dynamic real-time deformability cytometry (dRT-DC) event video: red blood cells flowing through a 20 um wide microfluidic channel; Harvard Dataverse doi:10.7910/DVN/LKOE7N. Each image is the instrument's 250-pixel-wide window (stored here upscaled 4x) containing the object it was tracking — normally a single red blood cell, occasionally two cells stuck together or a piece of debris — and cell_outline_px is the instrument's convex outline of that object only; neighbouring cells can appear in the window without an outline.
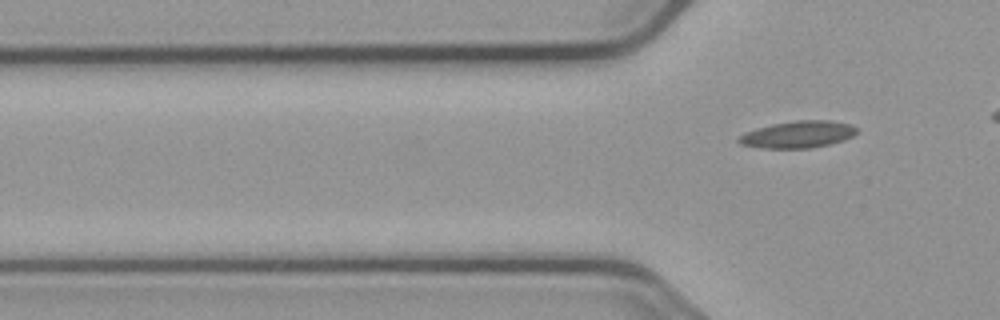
{"species": "common noctule bat (a hibernating species)", "species_latin": "Nyctalus noctula", "temperature_condition": "cold", "stored_images_in_passage": 3, "camera_frame_rate_fps": 3000, "um_per_image_px": 0.085, "animal": {"sex": "male", "body_mass_g": 23.1, "forearm_length_mm": 52.7}, "frame": {"image": 1, "passage_image": 3, "time_ms": 3.333, "image_size_px": [1000, 320], "cell_outline_px": [[860, 132], [844, 140], [812, 148], [760, 148], [740, 144], [736, 140], [744, 132], [756, 128], [772, 124], [796, 120], [832, 120], [848, 124], [856, 128]], "centroid_in_image_um": [67.81, 11.42], "position_along_channel_um": 58.0, "area_um2": 18.61}}